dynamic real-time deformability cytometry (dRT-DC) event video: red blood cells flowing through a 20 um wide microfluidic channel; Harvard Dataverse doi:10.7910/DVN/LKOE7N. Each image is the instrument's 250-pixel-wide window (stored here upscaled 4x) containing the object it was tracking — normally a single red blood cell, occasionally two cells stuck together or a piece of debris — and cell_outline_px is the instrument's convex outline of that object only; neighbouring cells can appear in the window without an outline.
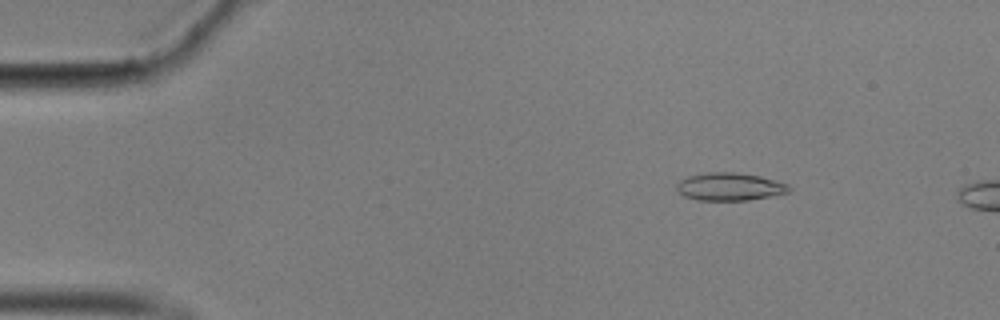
{"species": "common noctule bat (a hibernating species)", "species_latin": "Nyctalus noctula", "temperature_condition": "cold", "stored_images_in_passage": 13, "camera_frame_rate_fps": 3000, "um_per_image_px": 0.085, "animal": {"sex": "male", "body_mass_g": 17.9}, "frame": {"image": 1, "passage_image": 8, "time_ms": 2.333, "image_size_px": [1000, 320], "cell_outline_px": [[792, 188], [788, 192], [772, 196], [748, 200], [696, 200], [684, 196], [676, 188], [676, 184], [680, 180], [688, 176], [708, 172], [736, 172], [760, 176], [776, 180], [788, 184]], "centroid_in_image_um": [62.04, 15.86], "position_along_channel_um": 23.0, "area_um2": 18.26}}